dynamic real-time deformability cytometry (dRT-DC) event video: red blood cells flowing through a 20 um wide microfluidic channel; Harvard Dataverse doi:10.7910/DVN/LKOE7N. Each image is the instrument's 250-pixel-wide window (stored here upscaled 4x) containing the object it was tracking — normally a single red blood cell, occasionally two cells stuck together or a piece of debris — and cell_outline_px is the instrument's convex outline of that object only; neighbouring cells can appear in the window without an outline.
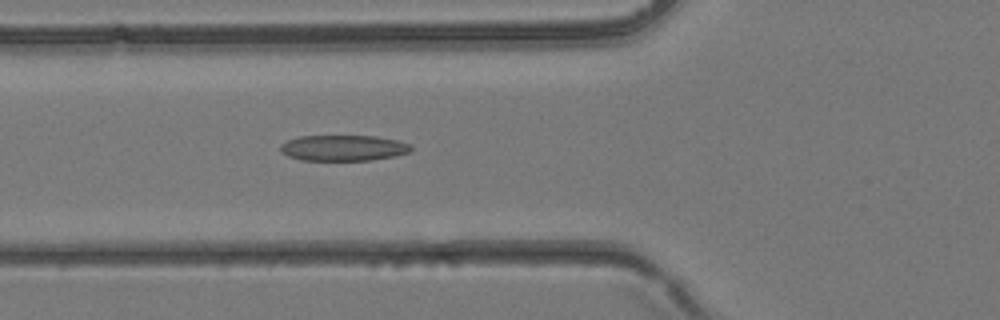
{"species": "common noctule bat (a hibernating species)", "species_latin": "Nyctalus noctula", "temperature_condition": "room temperature", "stored_images_in_passage": 40, "camera_frame_rate_fps": 3000, "um_per_image_px": 0.085, "animal": {"sex": "female", "body_mass_g": 24.6, "forearm_length_mm": 56.2}, "frame": {"image": 1, "passage_image": 15, "time_ms": 4.667, "image_size_px": [1000, 320], "cell_outline_px": [[412, 148], [408, 152], [396, 156], [372, 160], [300, 160], [288, 156], [280, 152], [280, 144], [288, 140], [300, 136], [376, 136], [396, 140], [412, 144]], "centroid_in_image_um": [29.18, 12.58], "position_along_channel_um": 96.6, "area_um2": 19.71}}
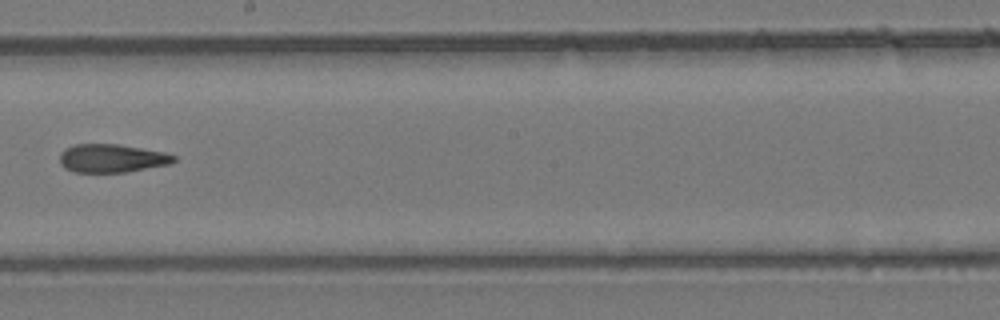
{"frame": {"image": 2, "passage_image": 23, "time_ms": 7.333, "image_size_px": [1000, 320], "cell_outline_px": [[176, 160], [172, 164], [124, 172], [76, 172], [64, 168], [60, 164], [60, 152], [64, 148], [76, 144], [116, 144], [164, 152], [176, 156]], "centroid_in_image_um": [9.49, 13.45], "position_along_channel_um": 238.7, "area_um2": 18.84}}
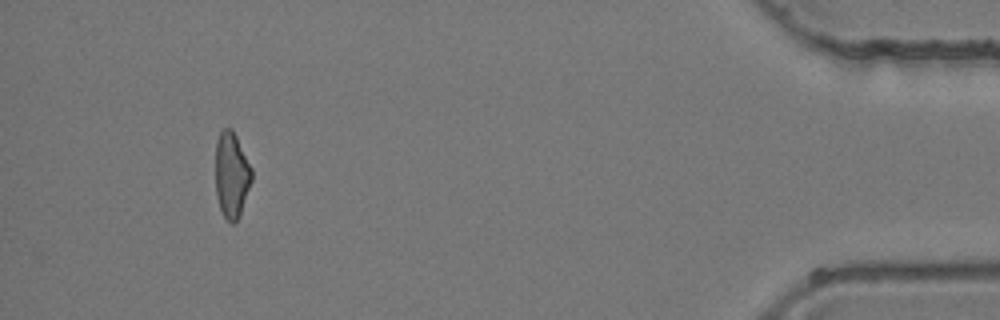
{"frame": {"image": 3, "passage_image": 37, "time_ms": 12.0, "image_size_px": [1000, 320], "cell_outline_px": [[252, 180], [240, 216], [232, 224], [224, 216], [220, 208], [216, 196], [216, 140], [220, 132], [224, 128], [232, 128], [252, 168]], "centroid_in_image_um": [19.69, 14.87], "position_along_channel_um": 415.5, "area_um2": 18.09}}